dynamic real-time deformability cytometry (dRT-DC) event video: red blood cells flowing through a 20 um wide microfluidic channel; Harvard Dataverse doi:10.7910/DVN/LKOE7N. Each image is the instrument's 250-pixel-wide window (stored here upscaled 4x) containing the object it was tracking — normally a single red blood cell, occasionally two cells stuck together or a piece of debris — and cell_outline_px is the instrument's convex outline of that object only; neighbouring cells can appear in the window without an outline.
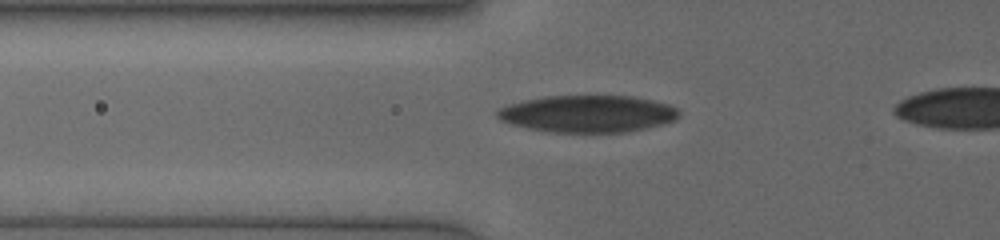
{"species": "human", "species_latin": "Homo sapiens", "temperature_condition": "cold", "stored_images_in_passage": 3, "camera_frame_rate_fps": 3000, "um_per_image_px": 0.085, "donor": {"sex": "female"}, "frame": {"image": 1, "passage_image": 3, "time_ms": 2.333, "image_size_px": [1000, 240], "cell_outline_px": [[680, 116], [676, 120], [628, 132], [548, 132], [528, 128], [512, 124], [500, 120], [496, 116], [496, 108], [508, 104], [524, 100], [544, 96], [632, 96], [652, 100], [668, 104], [676, 108], [680, 112]], "centroid_in_image_um": [49.92, 9.67], "position_along_channel_um": 75.9, "area_um2": 39.3}}